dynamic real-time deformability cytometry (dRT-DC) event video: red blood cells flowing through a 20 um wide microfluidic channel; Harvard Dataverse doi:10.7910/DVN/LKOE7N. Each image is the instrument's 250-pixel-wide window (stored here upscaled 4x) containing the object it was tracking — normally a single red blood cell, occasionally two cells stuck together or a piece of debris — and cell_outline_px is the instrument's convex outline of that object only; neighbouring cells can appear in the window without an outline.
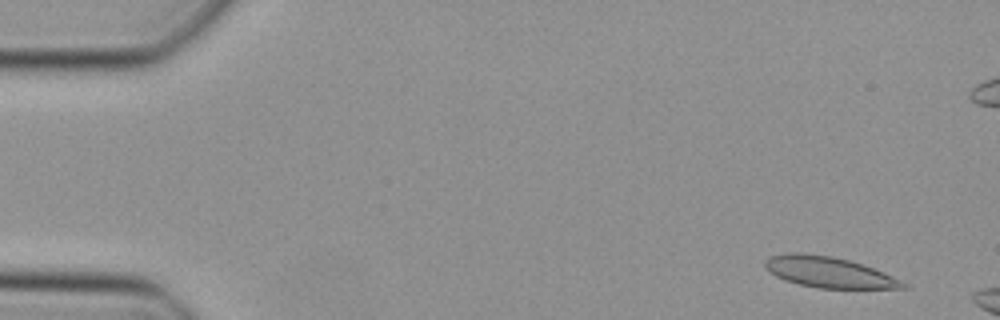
{"species": "Egyptian fruit bat (a non-hibernating species)", "species_latin": "Rousettus aegyptiacus", "temperature_condition": "cold", "stored_images_in_passage": 7, "camera_frame_rate_fps": 3000, "um_per_image_px": 0.085, "animal": {"sex": "female"}, "frame": {"image": 1, "passage_image": 2, "time_ms": 0.333, "image_size_px": [1000, 320], "cell_outline_px": [[912, 288], [816, 288], [784, 280], [776, 276], [764, 264], [764, 260], [772, 256], [832, 256], [848, 260], [884, 272], [908, 284]], "centroid_in_image_um": [70.57, 23.2], "position_along_channel_um": 14.4, "area_um2": 23.52}}